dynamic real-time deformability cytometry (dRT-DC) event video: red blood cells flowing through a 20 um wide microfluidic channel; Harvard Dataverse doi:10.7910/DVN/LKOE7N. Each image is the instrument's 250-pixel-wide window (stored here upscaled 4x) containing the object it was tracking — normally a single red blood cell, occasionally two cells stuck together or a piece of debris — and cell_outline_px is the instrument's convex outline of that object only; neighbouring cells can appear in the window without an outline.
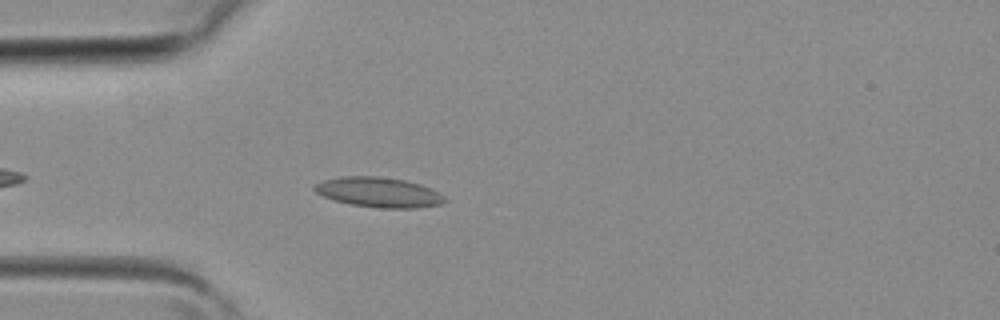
{"species": "common noctule bat (a hibernating species)", "species_latin": "Nyctalus noctula", "temperature_condition": "room temperature", "stored_images_in_passage": 3, "camera_frame_rate_fps": 3000, "um_per_image_px": 0.085, "animal": {"sex": "female", "body_mass_g": 19.3, "forearm_length_mm": 54.1}, "frame": {"image": 1, "passage_image": 3, "time_ms": 0.667, "image_size_px": [1000, 320], "cell_outline_px": [[448, 200], [440, 204], [416, 208], [380, 208], [352, 204], [336, 200], [324, 196], [316, 192], [312, 188], [316, 184], [324, 180], [344, 176], [380, 176], [404, 180], [420, 184], [432, 188], [444, 196]], "centroid_in_image_um": [32.23, 16.34], "position_along_channel_um": 52.8, "area_um2": 22.6}}